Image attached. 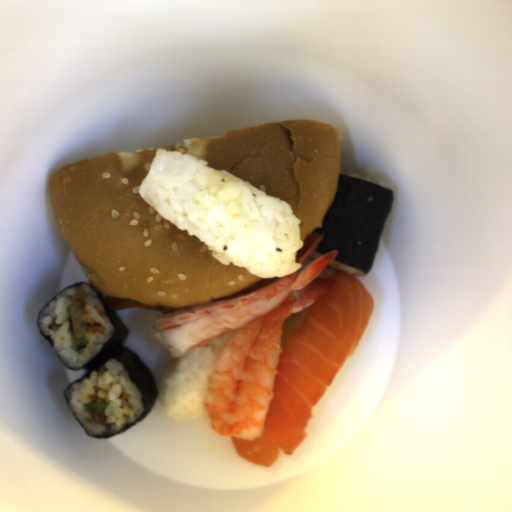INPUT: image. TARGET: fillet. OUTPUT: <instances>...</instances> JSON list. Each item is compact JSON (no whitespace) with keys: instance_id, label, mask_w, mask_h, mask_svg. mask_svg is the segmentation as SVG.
<instances>
[{"instance_id":"1","label":"fillet","mask_w":512,"mask_h":512,"mask_svg":"<svg viewBox=\"0 0 512 512\" xmlns=\"http://www.w3.org/2000/svg\"><path fill=\"white\" fill-rule=\"evenodd\" d=\"M328 292L309 305L299 328L281 345L272 400L254 441L230 437L238 456L272 467L281 452L292 455L307 437L313 408L352 356L372 318L374 299L347 272L327 277Z\"/></svg>"}]
</instances>
